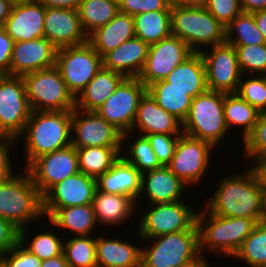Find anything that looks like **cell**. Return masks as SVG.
<instances>
[{
  "label": "cell",
  "instance_id": "obj_1",
  "mask_svg": "<svg viewBox=\"0 0 266 267\" xmlns=\"http://www.w3.org/2000/svg\"><path fill=\"white\" fill-rule=\"evenodd\" d=\"M223 177L205 208L216 216L243 217L257 223L266 220V204L251 170Z\"/></svg>",
  "mask_w": 266,
  "mask_h": 267
},
{
  "label": "cell",
  "instance_id": "obj_38",
  "mask_svg": "<svg viewBox=\"0 0 266 267\" xmlns=\"http://www.w3.org/2000/svg\"><path fill=\"white\" fill-rule=\"evenodd\" d=\"M226 43L230 45L265 44L263 35L255 23L253 13L241 12L231 21L226 27Z\"/></svg>",
  "mask_w": 266,
  "mask_h": 267
},
{
  "label": "cell",
  "instance_id": "obj_52",
  "mask_svg": "<svg viewBox=\"0 0 266 267\" xmlns=\"http://www.w3.org/2000/svg\"><path fill=\"white\" fill-rule=\"evenodd\" d=\"M254 164L249 167L257 180L260 191L262 192L263 200L266 204V155L253 159Z\"/></svg>",
  "mask_w": 266,
  "mask_h": 267
},
{
  "label": "cell",
  "instance_id": "obj_7",
  "mask_svg": "<svg viewBox=\"0 0 266 267\" xmlns=\"http://www.w3.org/2000/svg\"><path fill=\"white\" fill-rule=\"evenodd\" d=\"M32 111H72L75 97L56 66L22 76Z\"/></svg>",
  "mask_w": 266,
  "mask_h": 267
},
{
  "label": "cell",
  "instance_id": "obj_46",
  "mask_svg": "<svg viewBox=\"0 0 266 267\" xmlns=\"http://www.w3.org/2000/svg\"><path fill=\"white\" fill-rule=\"evenodd\" d=\"M179 136L172 134L146 135L161 165L167 166L171 162Z\"/></svg>",
  "mask_w": 266,
  "mask_h": 267
},
{
  "label": "cell",
  "instance_id": "obj_3",
  "mask_svg": "<svg viewBox=\"0 0 266 267\" xmlns=\"http://www.w3.org/2000/svg\"><path fill=\"white\" fill-rule=\"evenodd\" d=\"M256 224L254 219L216 216L205 207L199 209L197 227L200 254H204L202 251L208 249L217 255L233 259Z\"/></svg>",
  "mask_w": 266,
  "mask_h": 267
},
{
  "label": "cell",
  "instance_id": "obj_26",
  "mask_svg": "<svg viewBox=\"0 0 266 267\" xmlns=\"http://www.w3.org/2000/svg\"><path fill=\"white\" fill-rule=\"evenodd\" d=\"M135 37L134 17L119 12L109 23L88 36V42L103 57L125 41Z\"/></svg>",
  "mask_w": 266,
  "mask_h": 267
},
{
  "label": "cell",
  "instance_id": "obj_25",
  "mask_svg": "<svg viewBox=\"0 0 266 267\" xmlns=\"http://www.w3.org/2000/svg\"><path fill=\"white\" fill-rule=\"evenodd\" d=\"M142 173L122 156L96 179L97 190L130 196L136 204L141 192Z\"/></svg>",
  "mask_w": 266,
  "mask_h": 267
},
{
  "label": "cell",
  "instance_id": "obj_56",
  "mask_svg": "<svg viewBox=\"0 0 266 267\" xmlns=\"http://www.w3.org/2000/svg\"><path fill=\"white\" fill-rule=\"evenodd\" d=\"M253 17L266 43V10L254 12Z\"/></svg>",
  "mask_w": 266,
  "mask_h": 267
},
{
  "label": "cell",
  "instance_id": "obj_41",
  "mask_svg": "<svg viewBox=\"0 0 266 267\" xmlns=\"http://www.w3.org/2000/svg\"><path fill=\"white\" fill-rule=\"evenodd\" d=\"M28 227L19 230V241L32 254L36 255L41 261L51 259L60 254H63L64 241L60 236L55 235L52 230L37 233L32 240L27 244ZM26 244V245H25Z\"/></svg>",
  "mask_w": 266,
  "mask_h": 267
},
{
  "label": "cell",
  "instance_id": "obj_37",
  "mask_svg": "<svg viewBox=\"0 0 266 267\" xmlns=\"http://www.w3.org/2000/svg\"><path fill=\"white\" fill-rule=\"evenodd\" d=\"M233 258L249 267H266V220L256 224Z\"/></svg>",
  "mask_w": 266,
  "mask_h": 267
},
{
  "label": "cell",
  "instance_id": "obj_11",
  "mask_svg": "<svg viewBox=\"0 0 266 267\" xmlns=\"http://www.w3.org/2000/svg\"><path fill=\"white\" fill-rule=\"evenodd\" d=\"M31 112L22 76L1 75L0 135L20 139Z\"/></svg>",
  "mask_w": 266,
  "mask_h": 267
},
{
  "label": "cell",
  "instance_id": "obj_47",
  "mask_svg": "<svg viewBox=\"0 0 266 267\" xmlns=\"http://www.w3.org/2000/svg\"><path fill=\"white\" fill-rule=\"evenodd\" d=\"M0 258L1 263L5 267H41L42 263V261L26 249L20 241Z\"/></svg>",
  "mask_w": 266,
  "mask_h": 267
},
{
  "label": "cell",
  "instance_id": "obj_16",
  "mask_svg": "<svg viewBox=\"0 0 266 267\" xmlns=\"http://www.w3.org/2000/svg\"><path fill=\"white\" fill-rule=\"evenodd\" d=\"M73 132V133H72ZM71 145L75 148L122 147L123 134L96 111H71Z\"/></svg>",
  "mask_w": 266,
  "mask_h": 267
},
{
  "label": "cell",
  "instance_id": "obj_49",
  "mask_svg": "<svg viewBox=\"0 0 266 267\" xmlns=\"http://www.w3.org/2000/svg\"><path fill=\"white\" fill-rule=\"evenodd\" d=\"M18 143L16 138L8 135H0V180L14 175L11 165L10 147Z\"/></svg>",
  "mask_w": 266,
  "mask_h": 267
},
{
  "label": "cell",
  "instance_id": "obj_30",
  "mask_svg": "<svg viewBox=\"0 0 266 267\" xmlns=\"http://www.w3.org/2000/svg\"><path fill=\"white\" fill-rule=\"evenodd\" d=\"M124 78L122 74L102 66L86 88L75 98V108L96 111Z\"/></svg>",
  "mask_w": 266,
  "mask_h": 267
},
{
  "label": "cell",
  "instance_id": "obj_15",
  "mask_svg": "<svg viewBox=\"0 0 266 267\" xmlns=\"http://www.w3.org/2000/svg\"><path fill=\"white\" fill-rule=\"evenodd\" d=\"M194 52L180 38L170 35L149 46L145 65L138 79L146 86L164 80Z\"/></svg>",
  "mask_w": 266,
  "mask_h": 267
},
{
  "label": "cell",
  "instance_id": "obj_13",
  "mask_svg": "<svg viewBox=\"0 0 266 267\" xmlns=\"http://www.w3.org/2000/svg\"><path fill=\"white\" fill-rule=\"evenodd\" d=\"M214 148L216 147L207 141L182 133L178 138L171 162L167 166L189 187L195 186L199 184L198 182L201 183V178L207 174Z\"/></svg>",
  "mask_w": 266,
  "mask_h": 267
},
{
  "label": "cell",
  "instance_id": "obj_45",
  "mask_svg": "<svg viewBox=\"0 0 266 267\" xmlns=\"http://www.w3.org/2000/svg\"><path fill=\"white\" fill-rule=\"evenodd\" d=\"M204 6L225 28L242 12L239 0H205Z\"/></svg>",
  "mask_w": 266,
  "mask_h": 267
},
{
  "label": "cell",
  "instance_id": "obj_17",
  "mask_svg": "<svg viewBox=\"0 0 266 267\" xmlns=\"http://www.w3.org/2000/svg\"><path fill=\"white\" fill-rule=\"evenodd\" d=\"M26 169L43 196L53 185L79 172L76 148L70 145L39 156Z\"/></svg>",
  "mask_w": 266,
  "mask_h": 267
},
{
  "label": "cell",
  "instance_id": "obj_19",
  "mask_svg": "<svg viewBox=\"0 0 266 267\" xmlns=\"http://www.w3.org/2000/svg\"><path fill=\"white\" fill-rule=\"evenodd\" d=\"M58 48L45 37L14 43L10 75L23 76L56 65Z\"/></svg>",
  "mask_w": 266,
  "mask_h": 267
},
{
  "label": "cell",
  "instance_id": "obj_36",
  "mask_svg": "<svg viewBox=\"0 0 266 267\" xmlns=\"http://www.w3.org/2000/svg\"><path fill=\"white\" fill-rule=\"evenodd\" d=\"M78 13L82 28L89 36L119 13L118 0H81Z\"/></svg>",
  "mask_w": 266,
  "mask_h": 267
},
{
  "label": "cell",
  "instance_id": "obj_50",
  "mask_svg": "<svg viewBox=\"0 0 266 267\" xmlns=\"http://www.w3.org/2000/svg\"><path fill=\"white\" fill-rule=\"evenodd\" d=\"M15 41L0 28V75H10L12 51Z\"/></svg>",
  "mask_w": 266,
  "mask_h": 267
},
{
  "label": "cell",
  "instance_id": "obj_27",
  "mask_svg": "<svg viewBox=\"0 0 266 267\" xmlns=\"http://www.w3.org/2000/svg\"><path fill=\"white\" fill-rule=\"evenodd\" d=\"M141 247L127 240L96 237L97 267H141Z\"/></svg>",
  "mask_w": 266,
  "mask_h": 267
},
{
  "label": "cell",
  "instance_id": "obj_44",
  "mask_svg": "<svg viewBox=\"0 0 266 267\" xmlns=\"http://www.w3.org/2000/svg\"><path fill=\"white\" fill-rule=\"evenodd\" d=\"M245 159L266 155V111L260 112L253 131L243 141Z\"/></svg>",
  "mask_w": 266,
  "mask_h": 267
},
{
  "label": "cell",
  "instance_id": "obj_18",
  "mask_svg": "<svg viewBox=\"0 0 266 267\" xmlns=\"http://www.w3.org/2000/svg\"><path fill=\"white\" fill-rule=\"evenodd\" d=\"M96 179L82 172L53 185L42 196L43 216L50 218L59 208L92 204Z\"/></svg>",
  "mask_w": 266,
  "mask_h": 267
},
{
  "label": "cell",
  "instance_id": "obj_51",
  "mask_svg": "<svg viewBox=\"0 0 266 267\" xmlns=\"http://www.w3.org/2000/svg\"><path fill=\"white\" fill-rule=\"evenodd\" d=\"M19 241V230L9 221L0 217V257Z\"/></svg>",
  "mask_w": 266,
  "mask_h": 267
},
{
  "label": "cell",
  "instance_id": "obj_2",
  "mask_svg": "<svg viewBox=\"0 0 266 267\" xmlns=\"http://www.w3.org/2000/svg\"><path fill=\"white\" fill-rule=\"evenodd\" d=\"M22 137L25 169L39 156L71 145V111H32Z\"/></svg>",
  "mask_w": 266,
  "mask_h": 267
},
{
  "label": "cell",
  "instance_id": "obj_53",
  "mask_svg": "<svg viewBox=\"0 0 266 267\" xmlns=\"http://www.w3.org/2000/svg\"><path fill=\"white\" fill-rule=\"evenodd\" d=\"M46 8H64L78 10L81 0H40Z\"/></svg>",
  "mask_w": 266,
  "mask_h": 267
},
{
  "label": "cell",
  "instance_id": "obj_35",
  "mask_svg": "<svg viewBox=\"0 0 266 267\" xmlns=\"http://www.w3.org/2000/svg\"><path fill=\"white\" fill-rule=\"evenodd\" d=\"M223 112L229 132L232 126L243 127V141L253 131L260 114L255 107H252L237 93H225Z\"/></svg>",
  "mask_w": 266,
  "mask_h": 267
},
{
  "label": "cell",
  "instance_id": "obj_14",
  "mask_svg": "<svg viewBox=\"0 0 266 267\" xmlns=\"http://www.w3.org/2000/svg\"><path fill=\"white\" fill-rule=\"evenodd\" d=\"M202 50L206 69L208 90L226 94L237 93L242 73L239 68L236 48L228 43Z\"/></svg>",
  "mask_w": 266,
  "mask_h": 267
},
{
  "label": "cell",
  "instance_id": "obj_21",
  "mask_svg": "<svg viewBox=\"0 0 266 267\" xmlns=\"http://www.w3.org/2000/svg\"><path fill=\"white\" fill-rule=\"evenodd\" d=\"M135 129L142 136L148 134L181 135L183 133L182 122L160 107L148 92L139 102L132 130L123 134L122 137L129 139Z\"/></svg>",
  "mask_w": 266,
  "mask_h": 267
},
{
  "label": "cell",
  "instance_id": "obj_23",
  "mask_svg": "<svg viewBox=\"0 0 266 267\" xmlns=\"http://www.w3.org/2000/svg\"><path fill=\"white\" fill-rule=\"evenodd\" d=\"M45 13L40 2L12 6L3 28L15 42L44 37Z\"/></svg>",
  "mask_w": 266,
  "mask_h": 267
},
{
  "label": "cell",
  "instance_id": "obj_32",
  "mask_svg": "<svg viewBox=\"0 0 266 267\" xmlns=\"http://www.w3.org/2000/svg\"><path fill=\"white\" fill-rule=\"evenodd\" d=\"M147 92L160 107L183 123L193 99L188 92L171 87V84L165 80L151 84L147 87Z\"/></svg>",
  "mask_w": 266,
  "mask_h": 267
},
{
  "label": "cell",
  "instance_id": "obj_9",
  "mask_svg": "<svg viewBox=\"0 0 266 267\" xmlns=\"http://www.w3.org/2000/svg\"><path fill=\"white\" fill-rule=\"evenodd\" d=\"M183 200L150 204L149 210L140 215L138 238L147 239L179 231L198 230V211L182 202Z\"/></svg>",
  "mask_w": 266,
  "mask_h": 267
},
{
  "label": "cell",
  "instance_id": "obj_34",
  "mask_svg": "<svg viewBox=\"0 0 266 267\" xmlns=\"http://www.w3.org/2000/svg\"><path fill=\"white\" fill-rule=\"evenodd\" d=\"M135 36L149 45L171 35V10L144 12L134 16Z\"/></svg>",
  "mask_w": 266,
  "mask_h": 267
},
{
  "label": "cell",
  "instance_id": "obj_29",
  "mask_svg": "<svg viewBox=\"0 0 266 267\" xmlns=\"http://www.w3.org/2000/svg\"><path fill=\"white\" fill-rule=\"evenodd\" d=\"M171 87L188 92L192 98L207 90L206 69L201 53H193L164 79Z\"/></svg>",
  "mask_w": 266,
  "mask_h": 267
},
{
  "label": "cell",
  "instance_id": "obj_22",
  "mask_svg": "<svg viewBox=\"0 0 266 267\" xmlns=\"http://www.w3.org/2000/svg\"><path fill=\"white\" fill-rule=\"evenodd\" d=\"M188 187L170 171L168 166L162 165L142 174L141 192L138 201L142 198H146L149 204L181 201L183 192Z\"/></svg>",
  "mask_w": 266,
  "mask_h": 267
},
{
  "label": "cell",
  "instance_id": "obj_6",
  "mask_svg": "<svg viewBox=\"0 0 266 267\" xmlns=\"http://www.w3.org/2000/svg\"><path fill=\"white\" fill-rule=\"evenodd\" d=\"M224 97L223 92L207 89L193 98L182 123L183 133L218 146L229 133L223 112Z\"/></svg>",
  "mask_w": 266,
  "mask_h": 267
},
{
  "label": "cell",
  "instance_id": "obj_5",
  "mask_svg": "<svg viewBox=\"0 0 266 267\" xmlns=\"http://www.w3.org/2000/svg\"><path fill=\"white\" fill-rule=\"evenodd\" d=\"M171 34L199 53L204 47L226 43V28L216 20L205 6L172 7Z\"/></svg>",
  "mask_w": 266,
  "mask_h": 267
},
{
  "label": "cell",
  "instance_id": "obj_60",
  "mask_svg": "<svg viewBox=\"0 0 266 267\" xmlns=\"http://www.w3.org/2000/svg\"><path fill=\"white\" fill-rule=\"evenodd\" d=\"M40 0H10L12 6L23 5V4H31L39 2Z\"/></svg>",
  "mask_w": 266,
  "mask_h": 267
},
{
  "label": "cell",
  "instance_id": "obj_42",
  "mask_svg": "<svg viewBox=\"0 0 266 267\" xmlns=\"http://www.w3.org/2000/svg\"><path fill=\"white\" fill-rule=\"evenodd\" d=\"M236 48L242 75H266V43L258 45H232Z\"/></svg>",
  "mask_w": 266,
  "mask_h": 267
},
{
  "label": "cell",
  "instance_id": "obj_39",
  "mask_svg": "<svg viewBox=\"0 0 266 267\" xmlns=\"http://www.w3.org/2000/svg\"><path fill=\"white\" fill-rule=\"evenodd\" d=\"M63 253L69 267H97L96 237L73 236L64 242Z\"/></svg>",
  "mask_w": 266,
  "mask_h": 267
},
{
  "label": "cell",
  "instance_id": "obj_59",
  "mask_svg": "<svg viewBox=\"0 0 266 267\" xmlns=\"http://www.w3.org/2000/svg\"><path fill=\"white\" fill-rule=\"evenodd\" d=\"M207 263L208 262L203 256V254H199L197 257L190 260L189 262H186L180 267H210V265Z\"/></svg>",
  "mask_w": 266,
  "mask_h": 267
},
{
  "label": "cell",
  "instance_id": "obj_58",
  "mask_svg": "<svg viewBox=\"0 0 266 267\" xmlns=\"http://www.w3.org/2000/svg\"><path fill=\"white\" fill-rule=\"evenodd\" d=\"M169 6L172 7H191L203 6L205 0H167Z\"/></svg>",
  "mask_w": 266,
  "mask_h": 267
},
{
  "label": "cell",
  "instance_id": "obj_57",
  "mask_svg": "<svg viewBox=\"0 0 266 267\" xmlns=\"http://www.w3.org/2000/svg\"><path fill=\"white\" fill-rule=\"evenodd\" d=\"M12 4L10 0H0V28H3L7 18L10 16Z\"/></svg>",
  "mask_w": 266,
  "mask_h": 267
},
{
  "label": "cell",
  "instance_id": "obj_8",
  "mask_svg": "<svg viewBox=\"0 0 266 267\" xmlns=\"http://www.w3.org/2000/svg\"><path fill=\"white\" fill-rule=\"evenodd\" d=\"M149 248L141 249V267H180L197 257L199 231L185 230L153 238Z\"/></svg>",
  "mask_w": 266,
  "mask_h": 267
},
{
  "label": "cell",
  "instance_id": "obj_40",
  "mask_svg": "<svg viewBox=\"0 0 266 267\" xmlns=\"http://www.w3.org/2000/svg\"><path fill=\"white\" fill-rule=\"evenodd\" d=\"M126 140V137H122L121 155L127 162L131 163L134 167H136L139 172L143 174L145 172L151 171L162 166L159 163L155 152L146 136H142L139 134V136L137 137V139H135L132 145H129V142ZM124 148L127 151L124 150ZM123 153H126L125 156Z\"/></svg>",
  "mask_w": 266,
  "mask_h": 267
},
{
  "label": "cell",
  "instance_id": "obj_20",
  "mask_svg": "<svg viewBox=\"0 0 266 267\" xmlns=\"http://www.w3.org/2000/svg\"><path fill=\"white\" fill-rule=\"evenodd\" d=\"M44 37L58 49L88 42L78 10L46 8Z\"/></svg>",
  "mask_w": 266,
  "mask_h": 267
},
{
  "label": "cell",
  "instance_id": "obj_24",
  "mask_svg": "<svg viewBox=\"0 0 266 267\" xmlns=\"http://www.w3.org/2000/svg\"><path fill=\"white\" fill-rule=\"evenodd\" d=\"M149 46L135 36L107 52L102 57L103 67L124 77H138L145 65Z\"/></svg>",
  "mask_w": 266,
  "mask_h": 267
},
{
  "label": "cell",
  "instance_id": "obj_4",
  "mask_svg": "<svg viewBox=\"0 0 266 267\" xmlns=\"http://www.w3.org/2000/svg\"><path fill=\"white\" fill-rule=\"evenodd\" d=\"M0 180V217L18 230L43 216L42 196L28 170ZM39 218V219H38Z\"/></svg>",
  "mask_w": 266,
  "mask_h": 267
},
{
  "label": "cell",
  "instance_id": "obj_28",
  "mask_svg": "<svg viewBox=\"0 0 266 267\" xmlns=\"http://www.w3.org/2000/svg\"><path fill=\"white\" fill-rule=\"evenodd\" d=\"M92 208L97 224L117 225L130 219L136 210V202L127 195L105 193L96 190Z\"/></svg>",
  "mask_w": 266,
  "mask_h": 267
},
{
  "label": "cell",
  "instance_id": "obj_31",
  "mask_svg": "<svg viewBox=\"0 0 266 267\" xmlns=\"http://www.w3.org/2000/svg\"><path fill=\"white\" fill-rule=\"evenodd\" d=\"M49 223L61 227L76 236H89L97 227L92 205L59 208L49 219Z\"/></svg>",
  "mask_w": 266,
  "mask_h": 267
},
{
  "label": "cell",
  "instance_id": "obj_43",
  "mask_svg": "<svg viewBox=\"0 0 266 267\" xmlns=\"http://www.w3.org/2000/svg\"><path fill=\"white\" fill-rule=\"evenodd\" d=\"M245 78L241 76L239 82V88L237 94L249 103L252 107H255L259 112L266 111V75H251L252 78ZM254 76V77H253Z\"/></svg>",
  "mask_w": 266,
  "mask_h": 267
},
{
  "label": "cell",
  "instance_id": "obj_54",
  "mask_svg": "<svg viewBox=\"0 0 266 267\" xmlns=\"http://www.w3.org/2000/svg\"><path fill=\"white\" fill-rule=\"evenodd\" d=\"M242 12L254 13L266 10V0H239Z\"/></svg>",
  "mask_w": 266,
  "mask_h": 267
},
{
  "label": "cell",
  "instance_id": "obj_12",
  "mask_svg": "<svg viewBox=\"0 0 266 267\" xmlns=\"http://www.w3.org/2000/svg\"><path fill=\"white\" fill-rule=\"evenodd\" d=\"M146 92L147 87L138 77H125L96 112L122 134L128 133Z\"/></svg>",
  "mask_w": 266,
  "mask_h": 267
},
{
  "label": "cell",
  "instance_id": "obj_48",
  "mask_svg": "<svg viewBox=\"0 0 266 267\" xmlns=\"http://www.w3.org/2000/svg\"><path fill=\"white\" fill-rule=\"evenodd\" d=\"M119 12L135 16L144 12L171 10L167 0H118Z\"/></svg>",
  "mask_w": 266,
  "mask_h": 267
},
{
  "label": "cell",
  "instance_id": "obj_55",
  "mask_svg": "<svg viewBox=\"0 0 266 267\" xmlns=\"http://www.w3.org/2000/svg\"><path fill=\"white\" fill-rule=\"evenodd\" d=\"M41 267H69L68 262L66 261L65 255L60 254L51 259L42 260Z\"/></svg>",
  "mask_w": 266,
  "mask_h": 267
},
{
  "label": "cell",
  "instance_id": "obj_10",
  "mask_svg": "<svg viewBox=\"0 0 266 267\" xmlns=\"http://www.w3.org/2000/svg\"><path fill=\"white\" fill-rule=\"evenodd\" d=\"M76 98L102 68V57L89 42L57 50L56 65Z\"/></svg>",
  "mask_w": 266,
  "mask_h": 267
},
{
  "label": "cell",
  "instance_id": "obj_33",
  "mask_svg": "<svg viewBox=\"0 0 266 267\" xmlns=\"http://www.w3.org/2000/svg\"><path fill=\"white\" fill-rule=\"evenodd\" d=\"M122 147L76 148L79 172L97 179L103 175L121 156Z\"/></svg>",
  "mask_w": 266,
  "mask_h": 267
}]
</instances>
